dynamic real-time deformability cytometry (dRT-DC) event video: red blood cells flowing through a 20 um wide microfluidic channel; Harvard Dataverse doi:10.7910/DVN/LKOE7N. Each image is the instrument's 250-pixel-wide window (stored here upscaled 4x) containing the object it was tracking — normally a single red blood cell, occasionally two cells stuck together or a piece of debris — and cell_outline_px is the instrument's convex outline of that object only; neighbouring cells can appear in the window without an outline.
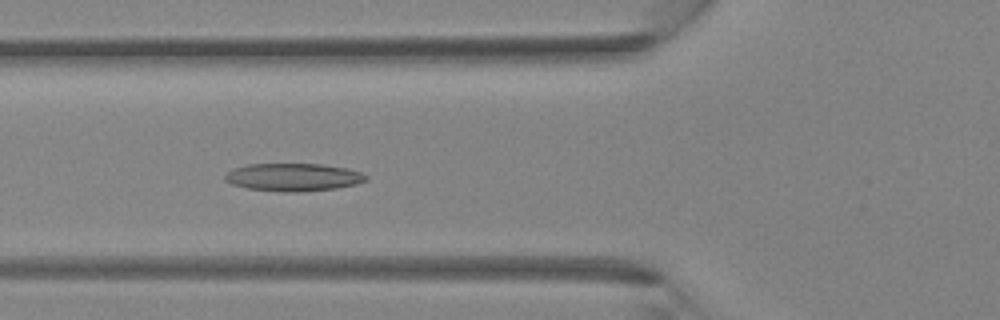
{"species": "Egyptian fruit bat (a non-hibernating species)", "species_latin": "Rousettus aegyptiacus", "temperature_condition": "room temperature", "stored_images_in_passage": 42, "camera_frame_rate_fps": 3000, "um_per_image_px": 0.085, "animal": {"sex": "female"}, "frame": {"image": 1, "passage_image": 15, "time_ms": 4.667, "image_size_px": [1000, 320], "cell_outline_px": [[368, 180], [356, 184], [336, 188], [300, 192], [280, 192], [248, 188], [232, 184], [224, 180], [224, 176], [228, 172], [236, 168], [248, 164], [324, 164], [348, 168], [360, 172], [368, 176]], "centroid_in_image_um": [24.96, 15.06], "position_along_channel_um": 100.8, "area_um2": 22.89}}
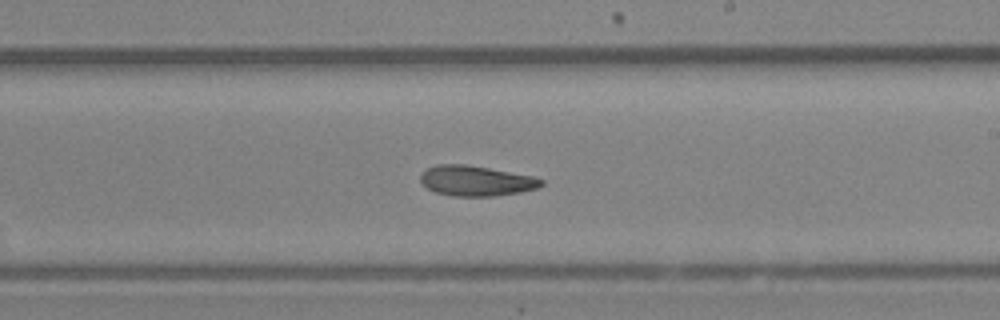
{"frame": {"image": 2, "passage_image": 24, "time_ms": 7.667, "image_size_px": [1000, 320], "cell_outline_px": [[544, 184], [536, 188], [520, 192], [496, 196], [452, 196], [436, 192], [428, 188], [420, 180], [420, 176], [428, 168], [436, 164], [468, 164], [532, 176], [544, 180]], "centroid_in_image_um": [40.47, 15.37], "position_along_channel_um": 248.5, "area_um2": 21.21}}
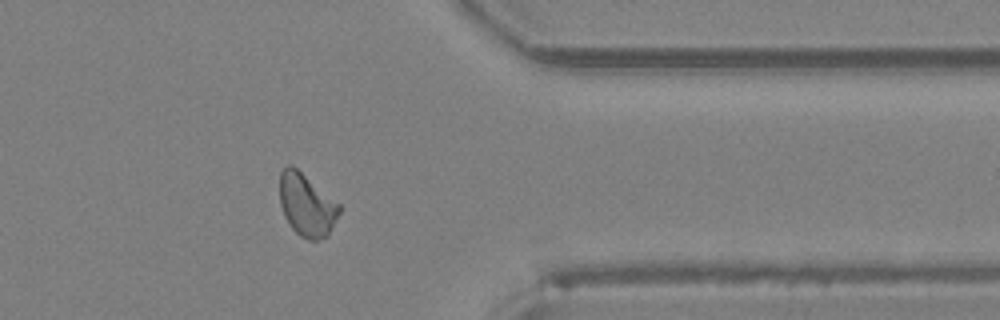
{"frame": {"image": 3, "passage_image": 33, "time_ms": 10.667, "image_size_px": [1000, 320], "cell_outline_px": [[340, 212], [328, 236], [316, 240], [308, 240], [300, 236], [292, 228], [284, 216], [280, 204], [280, 172], [288, 164], [292, 164], [340, 204]], "centroid_in_image_um": [26.06, 17.42], "position_along_channel_um": 385.3, "area_um2": 21.73}}